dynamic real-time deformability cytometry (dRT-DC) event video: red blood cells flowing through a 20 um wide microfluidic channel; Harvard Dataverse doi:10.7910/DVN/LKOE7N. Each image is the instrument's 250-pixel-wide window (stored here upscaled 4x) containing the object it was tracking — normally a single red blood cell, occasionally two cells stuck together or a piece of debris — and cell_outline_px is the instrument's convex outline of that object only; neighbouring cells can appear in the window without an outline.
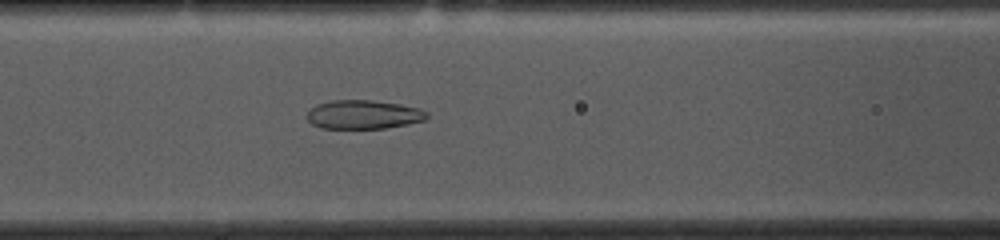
{"species": "common noctule bat (a hibernating species)", "species_latin": "Nyctalus noctula", "temperature_condition": "cold", "stored_images_in_passage": 53, "camera_frame_rate_fps": 3000, "um_per_image_px": 0.085, "animal": {"sex": "female", "body_mass_g": 10.0, "forearm_length_mm": 53.1}, "frame": {"image": 1, "passage_image": 21, "time_ms": 6.667, "image_size_px": [1000, 240], "cell_outline_px": [[428, 116], [424, 120], [408, 124], [384, 128], [320, 128], [312, 124], [304, 116], [308, 108], [316, 104], [332, 100], [372, 100], [400, 104], [420, 108], [428, 112]], "centroid_in_image_um": [30.84, 9.73], "position_along_channel_um": 135.8, "area_um2": 20.4}}
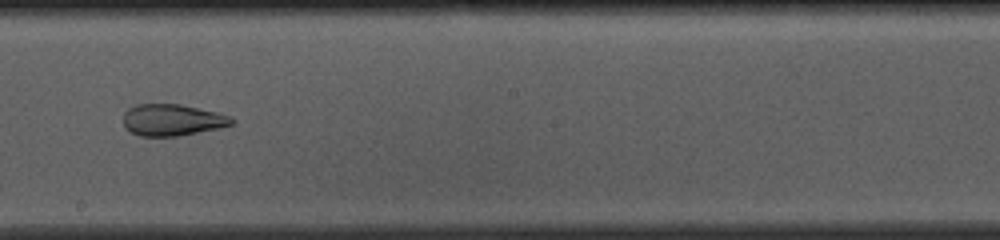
{"frame": {"image": 2, "passage_image": 29, "time_ms": 9.333, "image_size_px": [1000, 240], "cell_outline_px": [[236, 120], [232, 124], [216, 128], [180, 136], [140, 136], [124, 128], [124, 112], [128, 108], [136, 104], [180, 104], [220, 112], [232, 116]], "centroid_in_image_um": [14.65, 10.18], "position_along_channel_um": 233.5, "area_um2": 20.11}}
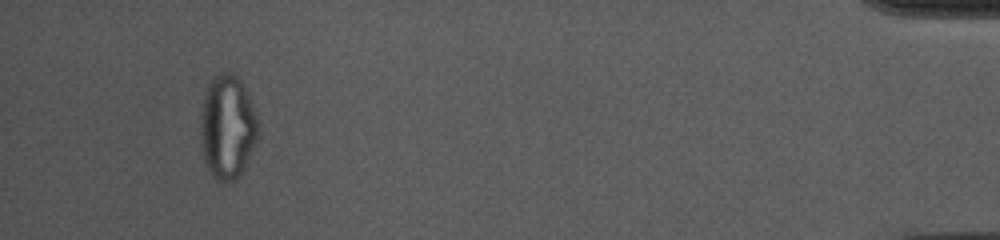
{"frame": {"image": 3, "passage_image": 50, "time_ms": 16.333, "image_size_px": [1000, 240], "cell_outline_px": [[256, 144], [236, 180], [216, 180], [212, 176], [204, 160], [200, 136], [200, 120], [204, 96], [208, 84], [220, 72], [232, 72], [240, 80], [252, 104], [256, 116]], "centroid_in_image_um": [19.3, 10.79], "position_along_channel_um": 415.9, "area_um2": 34.28}, "authors_computed_cell_mechanics": {"area_um2": 24.7962, "velocity_mm_per_s": 3.6822, "shape_relaxation_time_tau1_ms": null, "shape_relaxation_time_tau2_ms": 1.602, "deformation_change_tau1": null, "deformation_change_tau2": 0.0867}}